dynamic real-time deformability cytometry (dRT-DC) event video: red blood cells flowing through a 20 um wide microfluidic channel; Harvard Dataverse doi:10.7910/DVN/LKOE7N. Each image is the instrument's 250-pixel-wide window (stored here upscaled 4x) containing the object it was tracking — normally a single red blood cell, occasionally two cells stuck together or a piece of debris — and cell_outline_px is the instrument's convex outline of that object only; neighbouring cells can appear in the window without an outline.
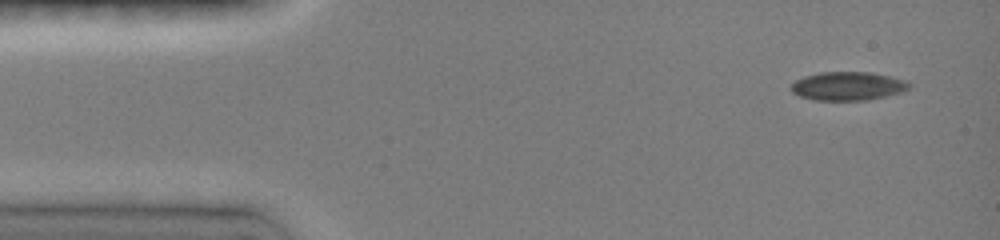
{"species": "common noctule bat (a hibernating species)", "species_latin": "Nyctalus noctula", "temperature_condition": "room temperature", "stored_images_in_passage": 4, "camera_frame_rate_fps": 3000, "um_per_image_px": 0.085, "animal": {"sex": "female", "body_mass_g": 19.0, "forearm_length_mm": 51.5}, "frame": {"image": 1, "passage_image": 1, "time_ms": 0.0, "image_size_px": [1000, 240], "cell_outline_px": [[912, 84], [908, 88], [900, 92], [868, 100], [812, 100], [800, 96], [792, 92], [792, 84], [796, 80], [804, 76], [820, 72], [872, 72], [908, 80]], "centroid_in_image_um": [72.08, 7.31], "position_along_channel_um": 12.9, "area_um2": 19.65}}
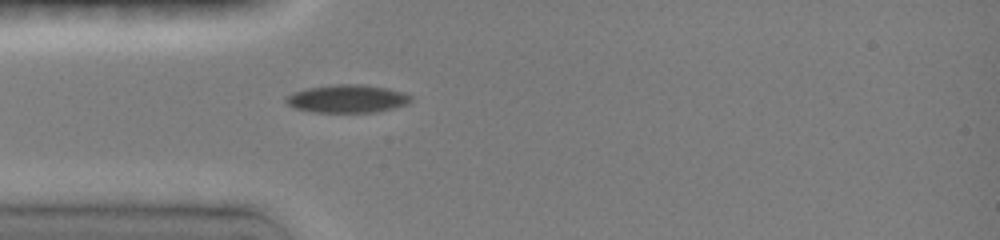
{"frame": {"image": 2, "passage_image": 4, "time_ms": 3.333, "image_size_px": [1000, 240], "cell_outline_px": [[412, 100], [404, 104], [392, 108], [376, 112], [312, 112], [296, 108], [288, 104], [284, 100], [284, 96], [308, 88], [332, 84], [364, 84], [388, 88], [404, 92], [412, 96]], "centroid_in_image_um": [29.51, 8.38], "position_along_channel_um": 55.5, "area_um2": 20.35}}